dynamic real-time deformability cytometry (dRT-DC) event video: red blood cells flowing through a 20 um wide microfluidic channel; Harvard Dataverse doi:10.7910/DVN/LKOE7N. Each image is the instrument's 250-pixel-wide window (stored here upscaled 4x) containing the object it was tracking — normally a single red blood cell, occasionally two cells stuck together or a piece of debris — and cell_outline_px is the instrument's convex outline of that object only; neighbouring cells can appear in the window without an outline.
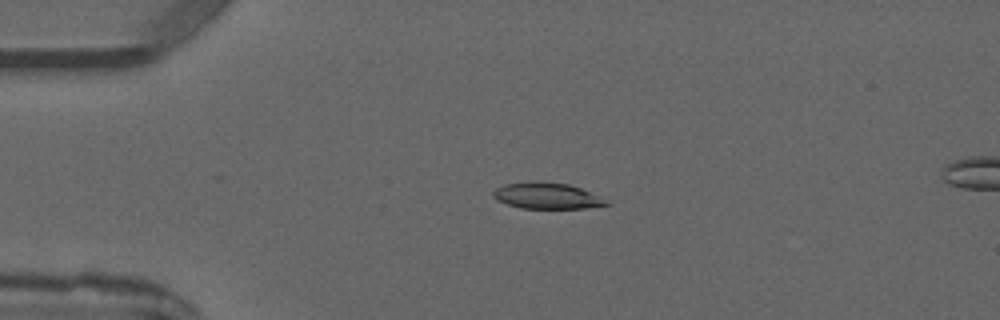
{"species": "common noctule bat (a hibernating species)", "species_latin": "Nyctalus noctula", "temperature_condition": "warm", "stored_images_in_passage": 3, "camera_frame_rate_fps": 3000, "um_per_image_px": 0.085, "animal": {"sex": "male", "forearm_length_mm": 52.5}, "frame": {"image": 1, "passage_image": 1, "time_ms": 0.0, "image_size_px": [1000, 320], "cell_outline_px": [[612, 204], [584, 208], [520, 208], [496, 200], [492, 196], [492, 192], [496, 188], [504, 184], [568, 184], [580, 188], [600, 196], [608, 200]], "centroid_in_image_um": [46.52, 16.69], "position_along_channel_um": 38.5, "area_um2": 16.47}}